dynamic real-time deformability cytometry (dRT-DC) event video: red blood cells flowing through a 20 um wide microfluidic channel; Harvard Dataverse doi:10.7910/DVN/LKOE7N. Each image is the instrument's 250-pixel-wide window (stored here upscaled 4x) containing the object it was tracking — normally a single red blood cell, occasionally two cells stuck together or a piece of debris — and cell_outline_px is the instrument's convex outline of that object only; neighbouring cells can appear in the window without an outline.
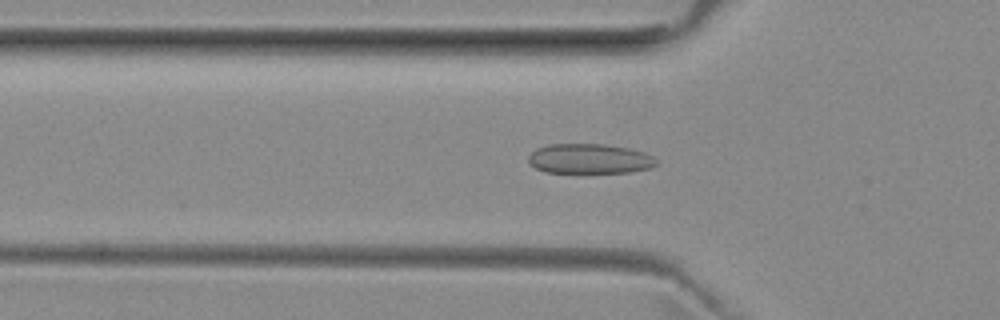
{"species": "common noctule bat (a hibernating species)", "species_latin": "Nyctalus noctula", "temperature_condition": "room temperature", "stored_images_in_passage": 38, "camera_frame_rate_fps": 3000, "um_per_image_px": 0.085, "animal": {"sex": "female", "body_mass_g": 29.2, "forearm_length_mm": 56.3}, "frame": {"image": 1, "passage_image": 6, "time_ms": 1.667, "image_size_px": [1000, 320], "cell_outline_px": [[660, 164], [652, 168], [628, 172], [544, 172], [528, 164], [528, 156], [536, 148], [548, 144], [604, 144], [628, 148], [644, 152], [652, 156]], "centroid_in_image_um": [50.11, 13.49], "position_along_channel_um": 75.7, "area_um2": 22.37}}
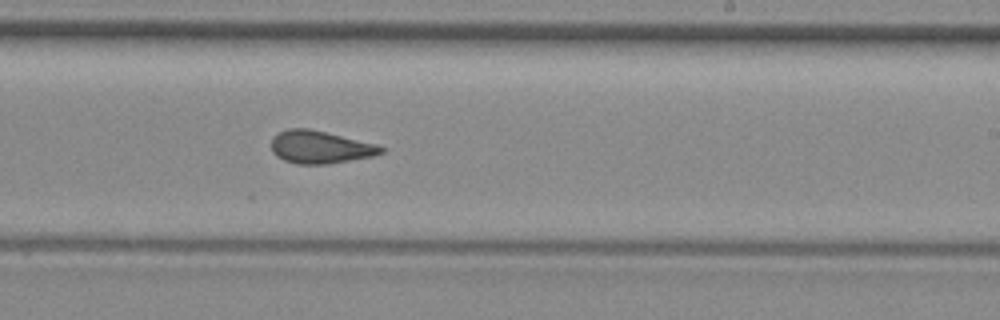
{"frame": {"image": 2, "passage_image": 20, "time_ms": 6.333, "image_size_px": [1000, 320], "cell_outline_px": [[384, 152], [372, 156], [328, 164], [296, 164], [284, 160], [276, 156], [272, 152], [272, 136], [288, 128], [308, 128], [376, 144], [384, 148]], "centroid_in_image_um": [27.18, 12.51], "position_along_channel_um": 261.8, "area_um2": 20.75}}
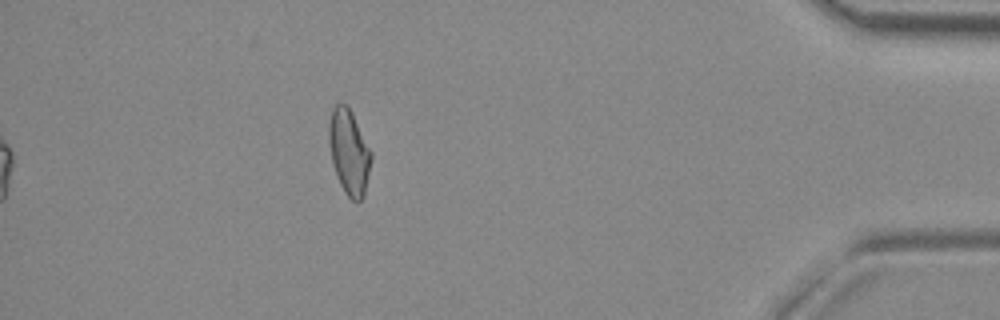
{"frame": {"image": 3, "passage_image": 35, "time_ms": 11.333, "image_size_px": [1000, 320], "cell_outline_px": [[372, 156], [364, 196], [360, 200], [352, 200], [344, 192], [340, 184], [332, 164], [328, 140], [328, 124], [332, 108], [336, 104], [344, 104], [352, 112], [372, 152]], "centroid_in_image_um": [29.65, 12.91], "position_along_channel_um": 405.5, "area_um2": 20.92}, "authors_computed_cell_mechanics": {"area_um2": 20.9525, "velocity_mm_per_s": 3.989, "shape_relaxation_time_tau1_ms": null, "shape_relaxation_time_tau2_ms": 1.422, "deformation_change_tau1": null, "deformation_change_tau2": 0.0645}}